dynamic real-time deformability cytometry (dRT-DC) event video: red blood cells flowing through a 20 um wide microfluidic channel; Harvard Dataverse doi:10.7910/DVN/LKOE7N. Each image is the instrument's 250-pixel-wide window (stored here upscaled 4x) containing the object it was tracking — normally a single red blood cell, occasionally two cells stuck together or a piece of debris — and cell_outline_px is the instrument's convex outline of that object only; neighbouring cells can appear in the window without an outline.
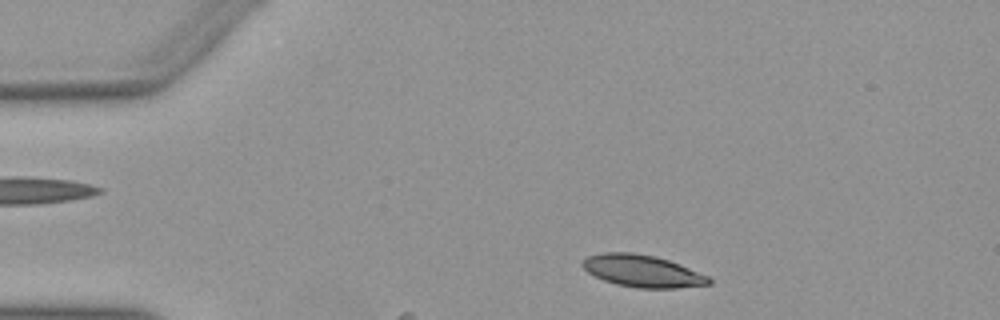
{"species": "Egyptian fruit bat (a non-hibernating species)", "species_latin": "Rousettus aegyptiacus", "temperature_condition": "warm", "stored_images_in_passage": 33, "camera_frame_rate_fps": 3000, "um_per_image_px": 0.085, "animal": {"sex": "female"}, "frame": {"image": 1, "passage_image": 4, "time_ms": 1.0, "image_size_px": [1000, 320], "cell_outline_px": [[712, 284], [676, 288], [636, 288], [616, 284], [604, 280], [588, 272], [580, 264], [580, 260], [588, 256], [604, 252], [632, 252], [656, 256], [668, 260], [708, 276], [712, 280]], "centroid_in_image_um": [54.58, 23.03], "position_along_channel_um": 30.4, "area_um2": 23.64}}